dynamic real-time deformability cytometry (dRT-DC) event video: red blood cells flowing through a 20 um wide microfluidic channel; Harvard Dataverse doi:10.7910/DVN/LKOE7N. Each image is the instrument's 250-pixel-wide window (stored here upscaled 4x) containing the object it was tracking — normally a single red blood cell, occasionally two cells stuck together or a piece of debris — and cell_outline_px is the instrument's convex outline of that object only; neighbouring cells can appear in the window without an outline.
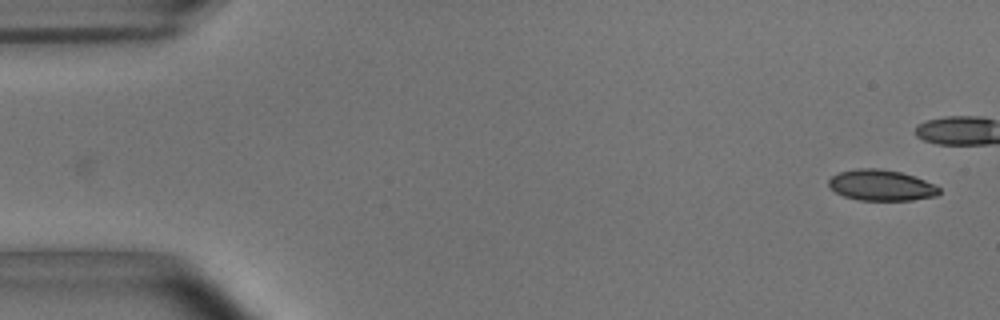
{"species": "common noctule bat (a hibernating species)", "species_latin": "Nyctalus noctula", "temperature_condition": "room temperature", "stored_images_in_passage": 14, "camera_frame_rate_fps": 3000, "um_per_image_px": 0.085, "animal": {"sex": "male", "body_mass_g": 15.6}, "frame": {"image": 1, "passage_image": 1, "time_ms": 0.0, "image_size_px": [1000, 320], "cell_outline_px": [[940, 192], [936, 196], [912, 200], [860, 200], [844, 196], [836, 192], [828, 184], [828, 180], [832, 176], [840, 172], [856, 168], [880, 168], [900, 172], [924, 180], [940, 188]], "centroid_in_image_um": [74.89, 15.74], "position_along_channel_um": 10.1, "area_um2": 19.71}}